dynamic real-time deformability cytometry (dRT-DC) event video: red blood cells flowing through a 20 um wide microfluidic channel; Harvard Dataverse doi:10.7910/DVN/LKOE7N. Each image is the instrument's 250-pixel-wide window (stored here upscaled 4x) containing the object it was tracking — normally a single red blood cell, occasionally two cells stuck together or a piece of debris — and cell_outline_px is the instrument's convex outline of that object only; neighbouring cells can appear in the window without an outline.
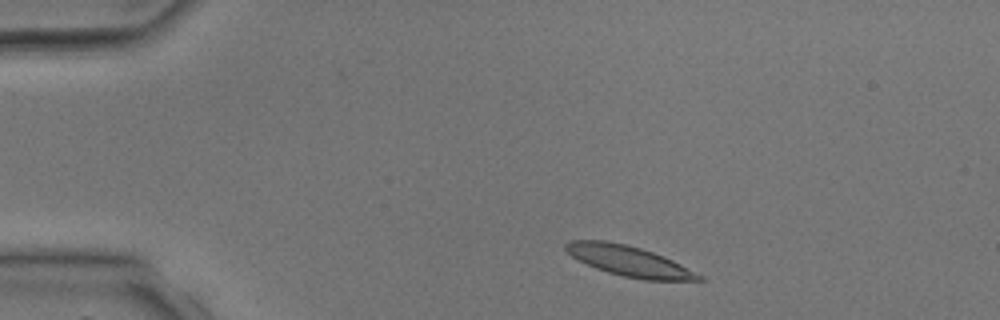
{"species": "common noctule bat (a hibernating species)", "species_latin": "Nyctalus noctula", "temperature_condition": "room temperature", "stored_images_in_passage": 2, "camera_frame_rate_fps": 3000, "um_per_image_px": 0.085, "animal": {"sex": "male", "body_mass_g": 17.9, "forearm_length_mm": 54.2}, "frame": {"image": 1, "passage_image": 1, "time_ms": 0.0, "image_size_px": [1000, 320], "cell_outline_px": [[704, 280], [644, 280], [624, 276], [608, 272], [596, 268], [572, 256], [564, 248], [564, 244], [568, 240], [604, 240], [624, 244], [640, 248], [664, 256], [704, 276]], "centroid_in_image_um": [53.47, 22.18], "position_along_channel_um": 31.5, "area_um2": 23.24}}